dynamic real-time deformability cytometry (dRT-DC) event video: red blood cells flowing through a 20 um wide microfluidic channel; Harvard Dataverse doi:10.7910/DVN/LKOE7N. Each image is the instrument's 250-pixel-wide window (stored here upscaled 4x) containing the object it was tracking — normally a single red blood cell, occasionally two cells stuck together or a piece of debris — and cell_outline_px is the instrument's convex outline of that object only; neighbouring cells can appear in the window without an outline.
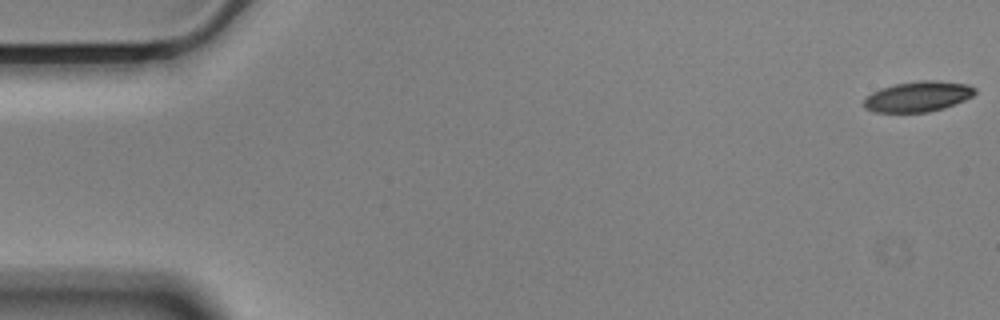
{"species": "Egyptian fruit bat (a non-hibernating species)", "species_latin": "Rousettus aegyptiacus", "temperature_condition": "cold", "stored_images_in_passage": 17, "camera_frame_rate_fps": 3000, "um_per_image_px": 0.085, "animal": {"sex": "male"}, "frame": {"image": 1, "passage_image": 1, "time_ms": 0.0, "image_size_px": [1000, 320], "cell_outline_px": [[976, 92], [972, 96], [964, 100], [944, 108], [928, 112], [872, 112], [864, 108], [864, 100], [872, 92], [880, 88], [896, 84], [920, 80], [936, 80], [968, 84], [976, 88]], "centroid_in_image_um": [78.03, 8.2], "position_along_channel_um": 7.0, "area_um2": 19.71}}
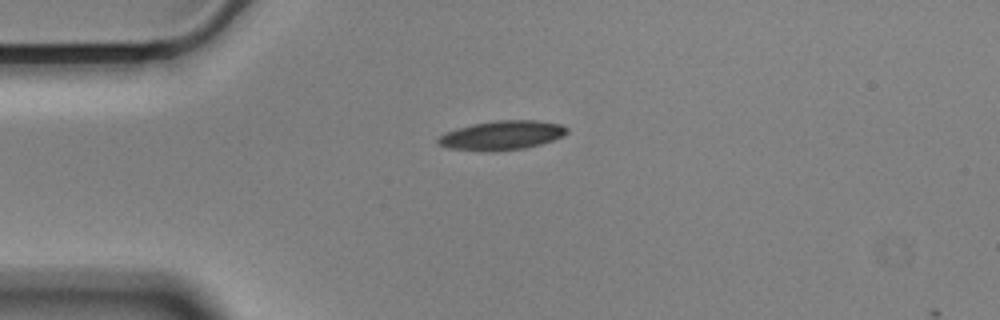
{"frame": {"image": 2, "passage_image": 14, "time_ms": 4.333, "image_size_px": [1000, 320], "cell_outline_px": [[568, 132], [552, 140], [540, 144], [524, 148], [488, 152], [448, 148], [440, 144], [436, 140], [444, 132], [456, 128], [472, 124], [496, 120], [536, 120], [560, 124], [568, 128]], "centroid_in_image_um": [42.62, 11.5], "position_along_channel_um": 42.4, "area_um2": 21.85}}